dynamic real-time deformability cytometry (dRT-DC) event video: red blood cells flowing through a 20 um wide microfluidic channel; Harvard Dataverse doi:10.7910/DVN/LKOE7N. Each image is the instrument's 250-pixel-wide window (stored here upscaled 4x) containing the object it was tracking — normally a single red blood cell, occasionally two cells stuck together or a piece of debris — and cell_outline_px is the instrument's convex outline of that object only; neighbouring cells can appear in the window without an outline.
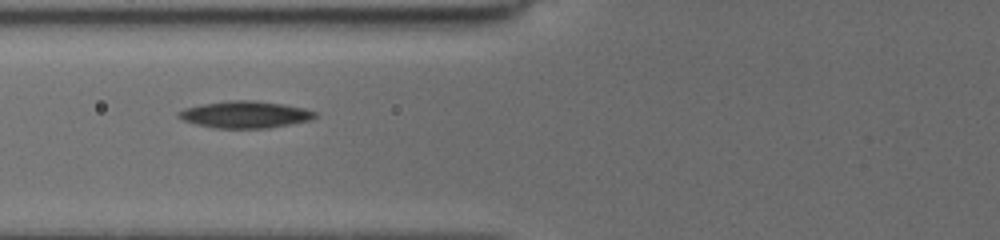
{"species": "common noctule bat (a hibernating species)", "species_latin": "Nyctalus noctula", "temperature_condition": "cold", "stored_images_in_passage": 6, "camera_frame_rate_fps": 3000, "um_per_image_px": 0.085, "animal": {"sex": "female", "body_mass_g": 19.5, "forearm_length_mm": 54.1}, "frame": {"image": 1, "passage_image": 3, "time_ms": 1.667, "image_size_px": [1000, 240], "cell_outline_px": [[316, 116], [312, 120], [268, 128], [212, 128], [196, 124], [184, 120], [176, 116], [176, 112], [184, 108], [200, 104], [228, 100], [256, 100], [284, 104], [304, 108], [316, 112]], "centroid_in_image_um": [20.81, 9.73], "position_along_channel_um": 105.0, "area_um2": 21.62}}
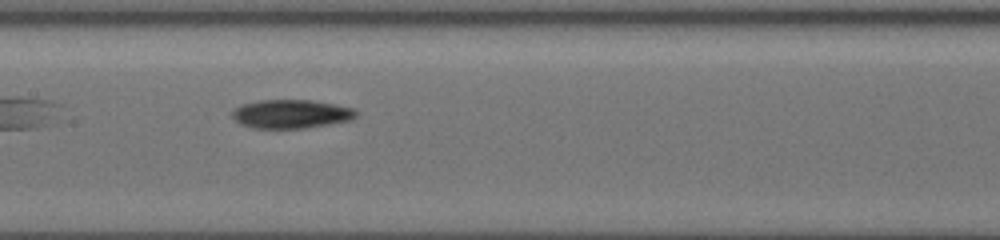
{"frame": {"image": 2, "passage_image": 5, "time_ms": 3.667, "image_size_px": [1000, 240], "cell_outline_px": [[356, 116], [348, 120], [328, 124], [304, 128], [256, 128], [240, 124], [232, 116], [232, 112], [240, 104], [260, 100], [312, 100], [336, 104], [352, 108], [356, 112]], "centroid_in_image_um": [24.71, 9.67], "position_along_channel_um": 182.7, "area_um2": 20.52}}
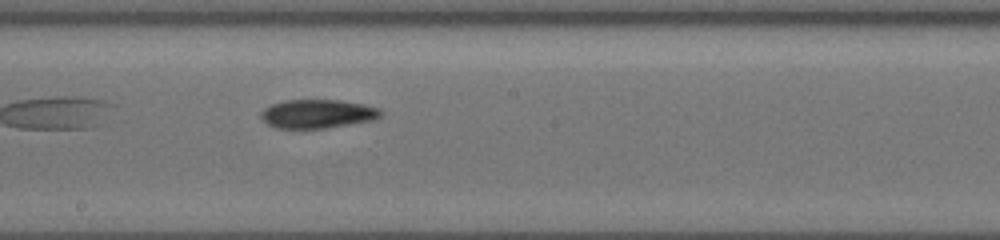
{"frame": {"image": 3, "passage_image": 6, "time_ms": 4.667, "image_size_px": [1000, 240], "cell_outline_px": [[380, 116], [372, 120], [324, 128], [276, 128], [268, 124], [260, 116], [260, 112], [264, 108], [272, 104], [284, 100], [340, 100], [364, 104], [376, 108], [380, 112]], "centroid_in_image_um": [26.93, 9.67], "position_along_channel_um": 221.3, "area_um2": 19.77}}